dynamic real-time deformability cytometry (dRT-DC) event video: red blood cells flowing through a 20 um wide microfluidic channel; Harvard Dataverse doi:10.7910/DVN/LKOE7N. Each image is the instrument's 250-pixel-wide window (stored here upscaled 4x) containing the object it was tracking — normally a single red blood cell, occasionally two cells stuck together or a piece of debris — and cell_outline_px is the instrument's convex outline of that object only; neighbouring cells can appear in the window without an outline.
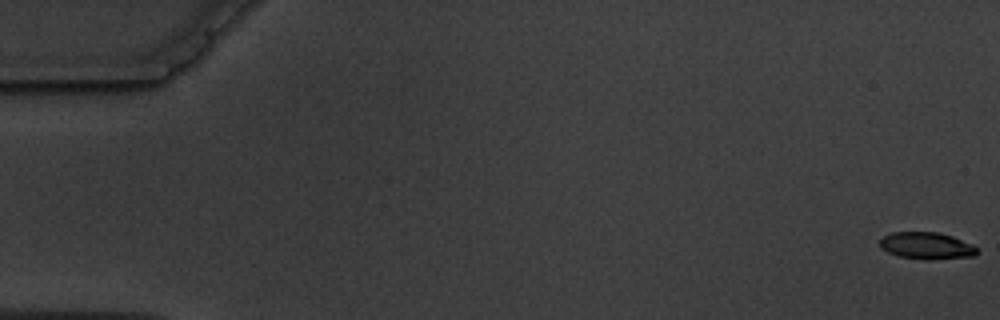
{"species": "common noctule bat (a hibernating species)", "species_latin": "Nyctalus noctula", "temperature_condition": "warm", "stored_images_in_passage": 6, "camera_frame_rate_fps": 3000, "um_per_image_px": 0.085, "animal": {"sex": "male", "body_mass_g": 19.5, "forearm_length_mm": 54.6}, "frame": {"image": 1, "passage_image": 1, "time_ms": 0.0, "image_size_px": [1000, 320], "cell_outline_px": [[980, 252], [976, 256], [928, 260], [924, 260], [896, 256], [880, 248], [880, 240], [884, 236], [892, 232], [940, 232], [952, 236], [972, 244]], "centroid_in_image_um": [78.77, 20.9], "position_along_channel_um": 6.2, "area_um2": 15.49}}
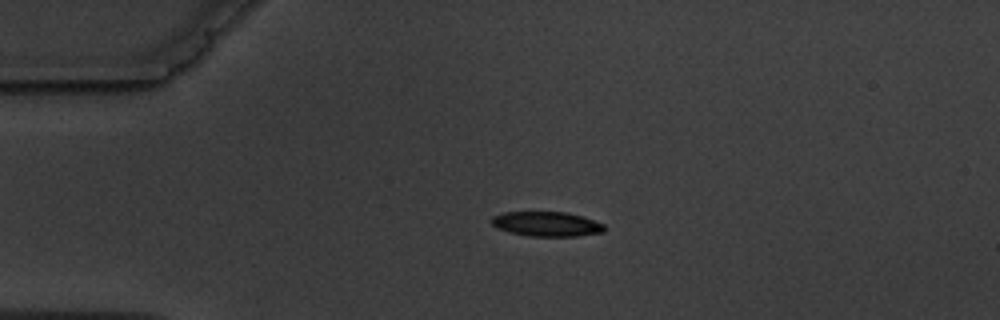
{"frame": {"image": 2, "passage_image": 4, "time_ms": 4.333, "image_size_px": [1000, 320], "cell_outline_px": [[604, 232], [576, 236], [528, 236], [508, 232], [496, 228], [492, 224], [492, 216], [504, 212], [564, 212], [584, 216], [604, 224]], "centroid_in_image_um": [46.46, 19.04], "position_along_channel_um": 38.5, "area_um2": 16.3}}
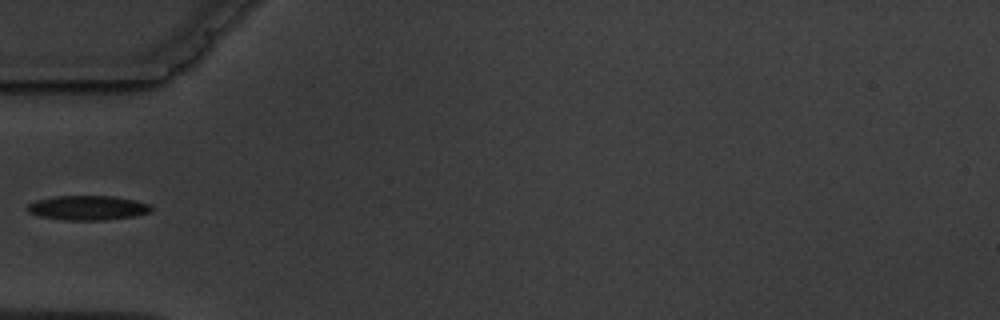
{"frame": {"image": 3, "passage_image": 6, "time_ms": 6.333, "image_size_px": [1000, 320], "cell_outline_px": [[152, 208], [148, 212], [132, 216], [104, 220], [64, 220], [40, 216], [28, 212], [28, 204], [36, 200], [56, 196], [116, 196], [136, 200], [152, 204]], "centroid_in_image_um": [7.47, 17.65], "position_along_channel_um": 77.5, "area_um2": 17.63}}